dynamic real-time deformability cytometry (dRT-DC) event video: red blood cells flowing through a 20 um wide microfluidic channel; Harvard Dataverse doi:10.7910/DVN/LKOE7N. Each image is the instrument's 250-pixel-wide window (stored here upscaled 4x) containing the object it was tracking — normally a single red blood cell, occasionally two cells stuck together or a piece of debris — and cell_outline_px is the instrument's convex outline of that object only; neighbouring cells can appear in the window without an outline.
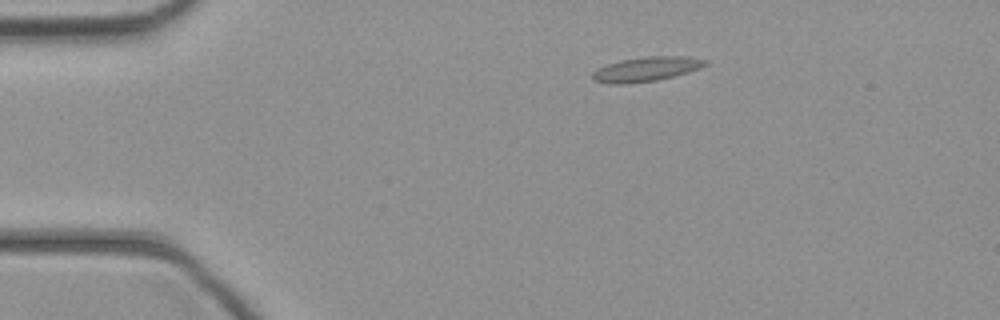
{"species": "common noctule bat (a hibernating species)", "species_latin": "Nyctalus noctula", "temperature_condition": "cold", "stored_images_in_passage": 37, "camera_frame_rate_fps": 3000, "um_per_image_px": 0.085, "animal": {"sex": "female", "body_mass_g": 21.9}, "frame": {"image": 1, "passage_image": 1, "time_ms": 0.0, "image_size_px": [1000, 320], "cell_outline_px": [[708, 64], [700, 68], [688, 72], [656, 80], [628, 84], [608, 84], [592, 80], [592, 72], [596, 68], [620, 60], [644, 56], [684, 56], [708, 60]], "centroid_in_image_um": [54.89, 5.87], "position_along_channel_um": 30.1, "area_um2": 16.24}}
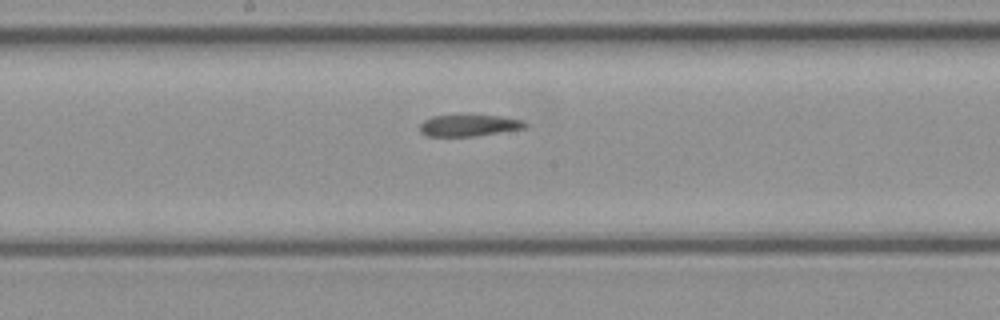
{"frame": {"image": 2, "passage_image": 16, "time_ms": 5.0, "image_size_px": [1000, 320], "cell_outline_px": [[528, 124], [524, 128], [476, 136], [428, 136], [420, 132], [420, 124], [424, 120], [432, 116], [500, 116], [524, 120]], "centroid_in_image_um": [39.86, 10.67], "position_along_channel_um": 208.3, "area_um2": 13.01}}
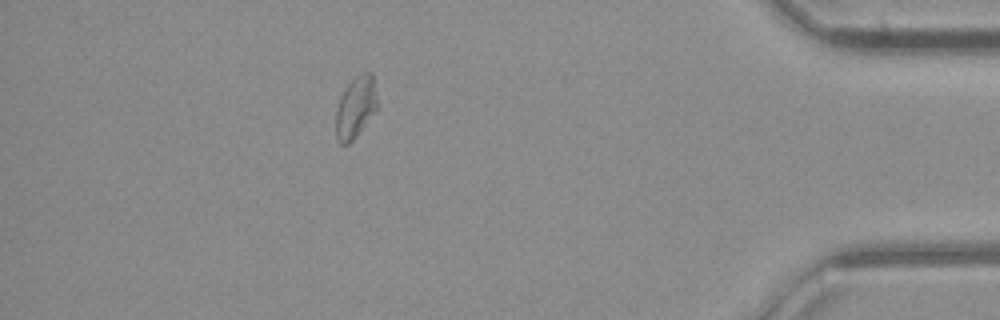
{"frame": {"image": 3, "passage_image": 32, "time_ms": 10.333, "image_size_px": [1000, 320], "cell_outline_px": [[376, 112], [356, 136], [348, 144], [340, 144], [336, 140], [336, 112], [340, 100], [348, 84], [356, 76], [364, 72], [372, 72], [376, 96]], "centroid_in_image_um": [30.23, 9.15], "position_along_channel_um": 405.0, "area_um2": 14.57}}